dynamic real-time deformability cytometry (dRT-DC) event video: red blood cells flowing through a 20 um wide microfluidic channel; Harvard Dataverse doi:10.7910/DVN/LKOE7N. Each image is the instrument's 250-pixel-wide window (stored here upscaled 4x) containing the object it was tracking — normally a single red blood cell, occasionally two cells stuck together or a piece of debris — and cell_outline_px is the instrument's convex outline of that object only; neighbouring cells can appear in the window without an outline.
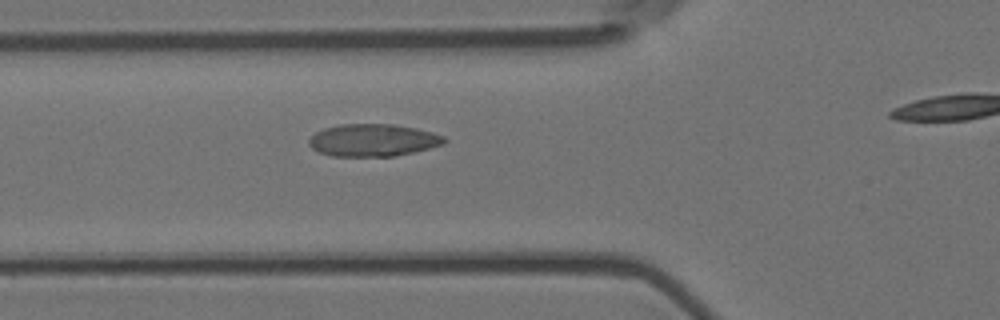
{"species": "Egyptian fruit bat (a non-hibernating species)", "species_latin": "Rousettus aegyptiacus", "temperature_condition": "room temperature", "stored_images_in_passage": 5, "segment_of_instrument_passage": [1, 2], "camera_frame_rate_fps": 3000, "um_per_image_px": 0.085, "animal": {"sex": "female"}, "frame": {"image": 1, "passage_image": 4, "time_ms": 1.0, "image_size_px": [1000, 320], "cell_outline_px": [[448, 140], [444, 144], [412, 152], [392, 156], [332, 156], [320, 152], [312, 148], [308, 144], [308, 140], [316, 132], [324, 128], [340, 124], [392, 124], [416, 128], [432, 132], [444, 136]], "centroid_in_image_um": [31.7, 11.91], "position_along_channel_um": 94.1, "area_um2": 25.43}}